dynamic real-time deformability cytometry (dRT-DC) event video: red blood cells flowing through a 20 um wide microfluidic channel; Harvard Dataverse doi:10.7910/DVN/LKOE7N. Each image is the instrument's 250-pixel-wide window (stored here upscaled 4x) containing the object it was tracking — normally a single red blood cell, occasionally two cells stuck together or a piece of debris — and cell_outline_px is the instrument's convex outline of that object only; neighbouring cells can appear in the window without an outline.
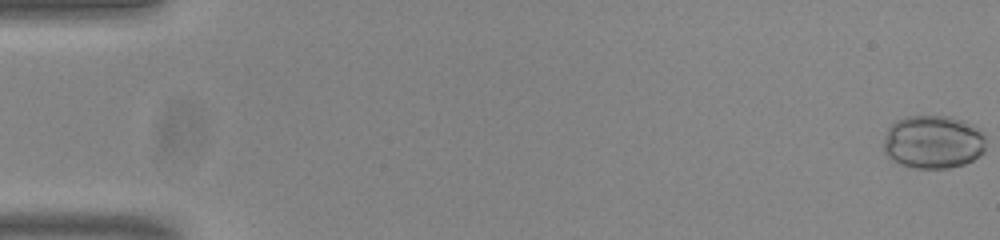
{"species": "common noctule bat (a hibernating species)", "species_latin": "Nyctalus noctula", "temperature_condition": "room temperature", "stored_images_in_passage": 16, "camera_frame_rate_fps": 3000, "um_per_image_px": 0.085, "animal": {"sex": "male", "body_mass_g": 20.0, "forearm_length_mm": 53.3}, "frame": {"image": 1, "passage_image": 1, "time_ms": 0.0, "image_size_px": [1000, 240], "cell_outline_px": [[984, 152], [972, 160], [964, 164], [948, 168], [916, 168], [904, 164], [888, 156], [884, 152], [884, 140], [888, 128], [896, 120], [908, 116], [952, 116], [964, 120], [980, 128], [984, 132]], "centroid_in_image_um": [79.35, 12.04], "position_along_channel_um": 5.6, "area_um2": 31.79}}